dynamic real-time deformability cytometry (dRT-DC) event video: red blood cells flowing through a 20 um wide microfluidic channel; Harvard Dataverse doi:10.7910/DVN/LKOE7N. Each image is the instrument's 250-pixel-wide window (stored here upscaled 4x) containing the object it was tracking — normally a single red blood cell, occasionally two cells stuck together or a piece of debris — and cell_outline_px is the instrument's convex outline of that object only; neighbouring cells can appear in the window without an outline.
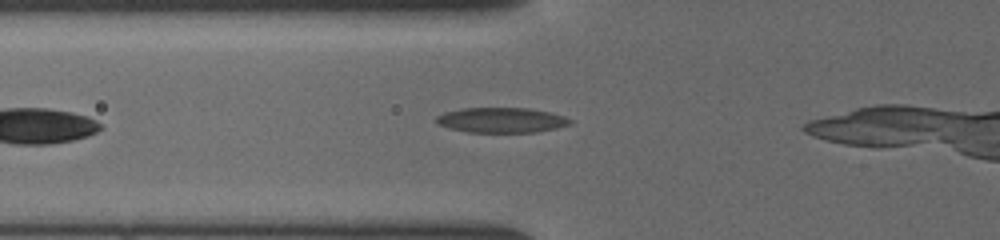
{"species": "common noctule bat (a hibernating species)", "species_latin": "Nyctalus noctula", "temperature_condition": "cold", "stored_images_in_passage": 17, "camera_frame_rate_fps": 3000, "um_per_image_px": 0.085, "animal": {"sex": "female", "body_mass_g": 19.5, "forearm_length_mm": 54.1}, "frame": {"image": 1, "passage_image": 3, "time_ms": 0.667, "image_size_px": [1000, 240], "cell_outline_px": [[572, 124], [556, 128], [536, 132], [468, 132], [448, 128], [436, 124], [436, 116], [444, 112], [464, 108], [528, 108], [548, 112], [564, 116], [572, 120]], "centroid_in_image_um": [42.6, 10.21], "position_along_channel_um": 83.2, "area_um2": 19.59}}
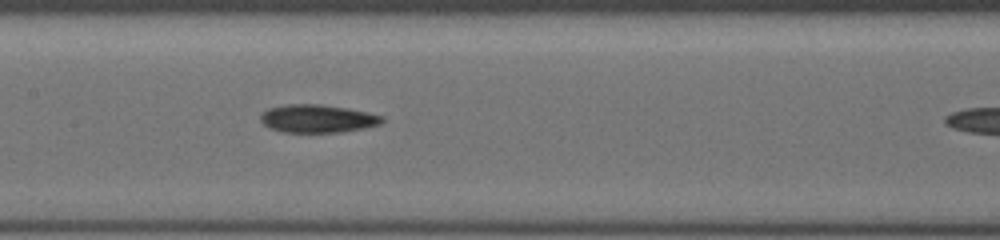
{"frame": {"image": 2, "passage_image": 10, "time_ms": 3.0, "image_size_px": [1000, 240], "cell_outline_px": [[384, 124], [344, 132], [280, 132], [268, 128], [260, 120], [260, 116], [268, 108], [288, 104], [320, 104], [344, 108], [384, 116]], "centroid_in_image_um": [26.99, 10.09], "position_along_channel_um": 180.4, "area_um2": 19.88}}
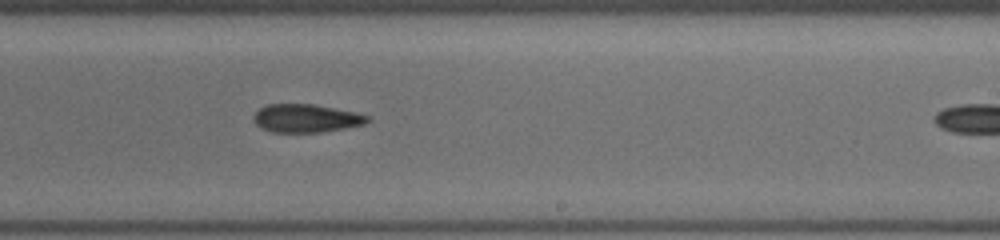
{"frame": {"image": 3, "passage_image": 16, "time_ms": 5.0, "image_size_px": [1000, 240], "cell_outline_px": [[372, 120], [364, 124], [344, 128], [320, 132], [272, 132], [260, 128], [256, 124], [252, 116], [260, 108], [268, 104], [312, 104], [356, 112], [372, 116]], "centroid_in_image_um": [26.04, 10.05], "position_along_channel_um": 263.0, "area_um2": 18.79}}